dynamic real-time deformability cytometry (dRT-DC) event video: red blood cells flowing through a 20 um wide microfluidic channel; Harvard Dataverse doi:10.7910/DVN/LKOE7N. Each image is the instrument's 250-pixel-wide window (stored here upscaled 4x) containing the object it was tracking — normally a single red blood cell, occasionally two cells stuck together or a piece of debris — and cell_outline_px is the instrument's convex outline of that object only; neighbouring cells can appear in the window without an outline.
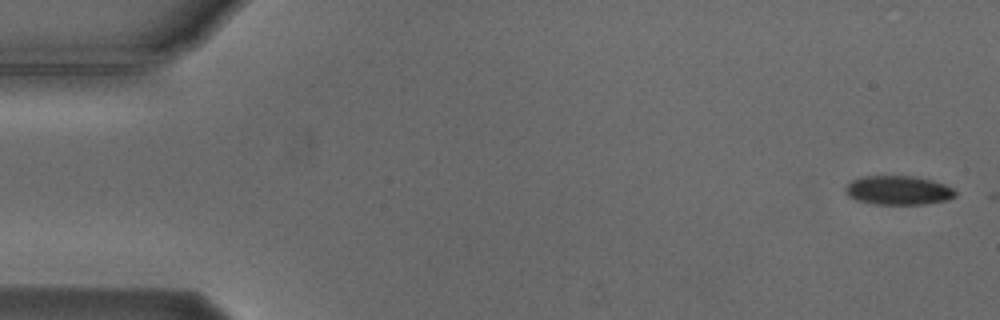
{"species": "Egyptian fruit bat (a non-hibernating species)", "species_latin": "Rousettus aegyptiacus", "temperature_condition": "cold", "stored_images_in_passage": 6, "segment_of_instrument_passage": [2, 2], "camera_frame_rate_fps": 3000, "um_per_image_px": 0.085, "animal": {"sex": "male"}, "frame": {"image": 1, "passage_image": 6, "time_ms": 6.0, "image_size_px": [1000, 320], "cell_outline_px": [[956, 196], [948, 200], [924, 204], [876, 204], [856, 200], [848, 196], [844, 192], [844, 188], [852, 180], [860, 176], [912, 176], [932, 180], [944, 184], [952, 188], [956, 192]], "centroid_in_image_um": [76.33, 16.17], "position_along_channel_um": 8.7, "area_um2": 18.67}}